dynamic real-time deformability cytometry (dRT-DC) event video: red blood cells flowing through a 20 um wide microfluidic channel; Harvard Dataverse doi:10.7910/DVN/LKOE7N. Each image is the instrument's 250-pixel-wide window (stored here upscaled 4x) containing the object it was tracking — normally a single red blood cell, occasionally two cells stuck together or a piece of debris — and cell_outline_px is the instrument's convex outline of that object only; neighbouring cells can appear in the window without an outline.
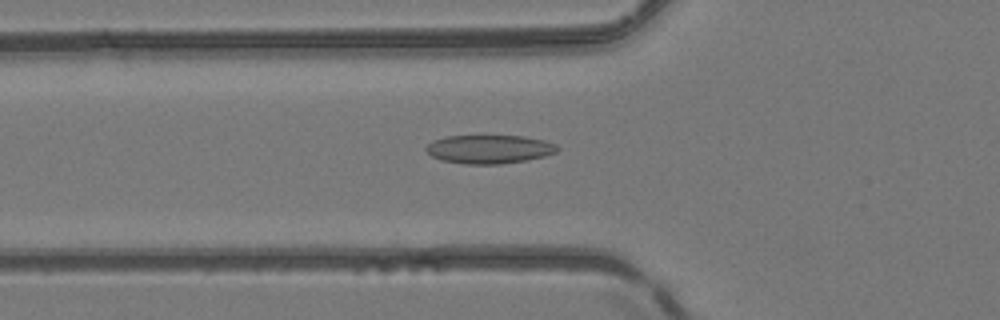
{"species": "common noctule bat (a hibernating species)", "species_latin": "Nyctalus noctula", "temperature_condition": "room temperature", "stored_images_in_passage": 46, "camera_frame_rate_fps": 3000, "um_per_image_px": 0.085, "animal": {"sex": "female", "body_mass_g": 24.6, "forearm_length_mm": 56.2}, "frame": {"image": 1, "passage_image": 13, "time_ms": 4.0, "image_size_px": [1000, 320], "cell_outline_px": [[560, 148], [556, 152], [544, 156], [524, 160], [500, 164], [464, 164], [440, 160], [432, 156], [424, 148], [432, 140], [444, 136], [524, 136], [544, 140], [556, 144]], "centroid_in_image_um": [41.56, 12.67], "position_along_channel_um": 84.2, "area_um2": 21.91}}
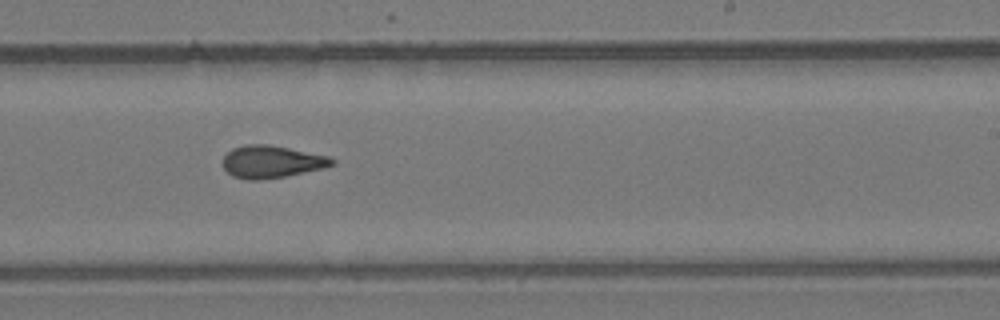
{"frame": {"image": 2, "passage_image": 26, "time_ms": 8.333, "image_size_px": [1000, 320], "cell_outline_px": [[336, 164], [324, 168], [284, 176], [256, 180], [248, 180], [232, 176], [224, 168], [224, 156], [232, 148], [248, 144], [268, 144], [328, 156], [336, 160]], "centroid_in_image_um": [23.1, 13.74], "position_along_channel_um": 265.9, "area_um2": 20.4}}
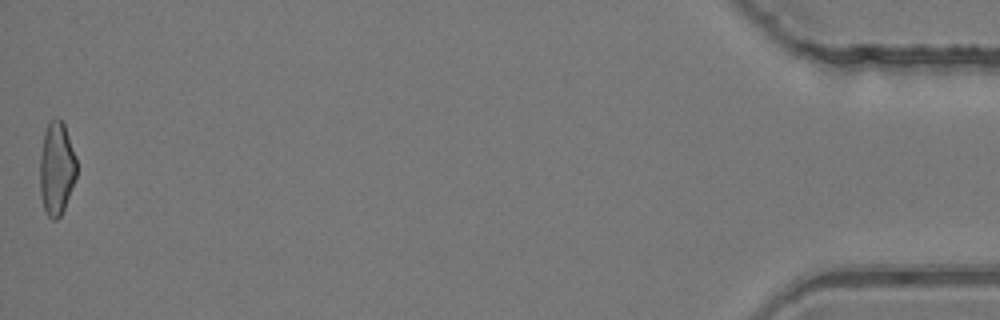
{"frame": {"image": 3, "passage_image": 45, "time_ms": 14.667, "image_size_px": [1000, 320], "cell_outline_px": [[76, 176], [64, 208], [60, 216], [56, 220], [52, 220], [48, 216], [44, 208], [40, 192], [40, 156], [44, 132], [48, 120], [56, 116], [64, 124], [76, 160]], "centroid_in_image_um": [4.79, 14.3], "position_along_channel_um": 430.4, "area_um2": 19.77}}